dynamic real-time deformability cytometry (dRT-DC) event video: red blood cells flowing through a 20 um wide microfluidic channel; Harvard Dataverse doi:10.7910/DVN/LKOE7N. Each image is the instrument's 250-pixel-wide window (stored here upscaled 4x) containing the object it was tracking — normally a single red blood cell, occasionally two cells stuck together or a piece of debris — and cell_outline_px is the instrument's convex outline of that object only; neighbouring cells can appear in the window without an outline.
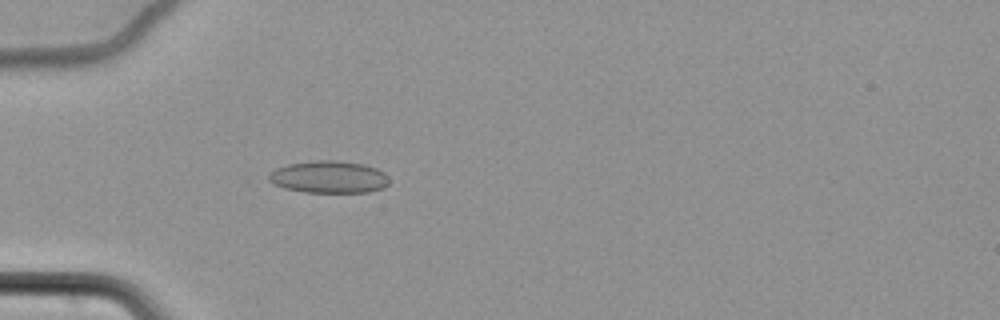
{"species": "common noctule bat (a hibernating species)", "species_latin": "Nyctalus noctula", "temperature_condition": "cold", "stored_images_in_passage": 63, "camera_frame_rate_fps": 3000, "um_per_image_px": 0.085, "animal": {"sex": "female", "body_mass_g": 22.7, "forearm_length_mm": 54.2}, "frame": {"image": 1, "passage_image": 22, "time_ms": 7.0, "image_size_px": [1000, 320], "cell_outline_px": [[388, 184], [384, 188], [368, 192], [304, 192], [284, 188], [268, 180], [268, 176], [276, 168], [288, 164], [316, 160], [336, 160], [364, 164], [376, 168], [384, 172], [388, 176]], "centroid_in_image_um": [27.98, 15.04], "position_along_channel_um": 57.0, "area_um2": 22.6}}
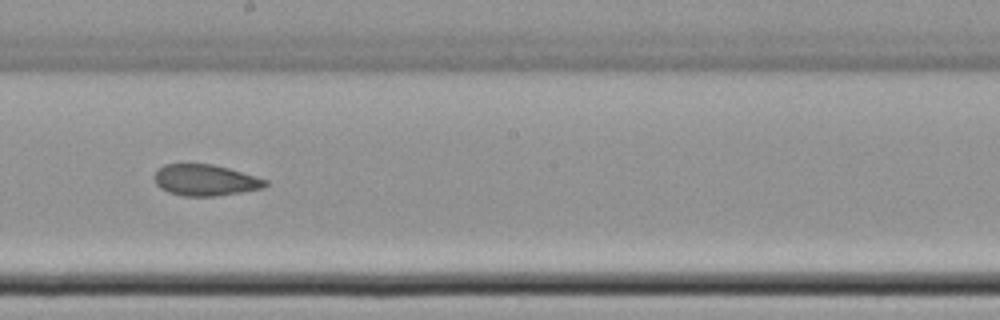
{"frame": {"image": 2, "passage_image": 38, "time_ms": 12.333, "image_size_px": [1000, 320], "cell_outline_px": [[268, 184], [264, 188], [216, 196], [184, 196], [168, 192], [160, 188], [156, 184], [152, 176], [164, 164], [212, 164], [228, 168], [268, 180]], "centroid_in_image_um": [17.43, 15.31], "position_along_channel_um": 230.8, "area_um2": 20.17}}
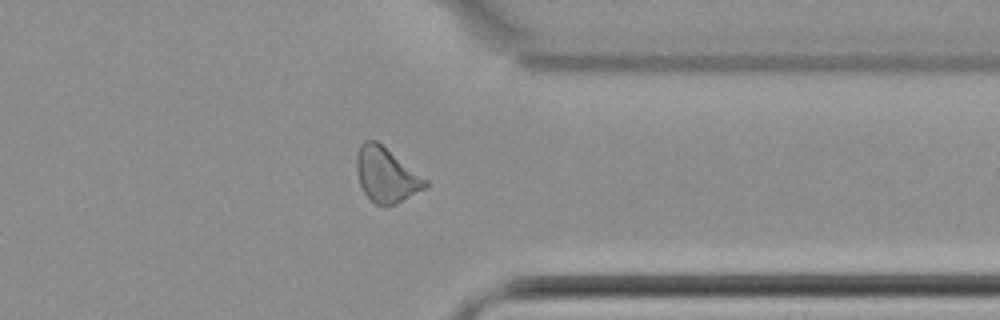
{"frame": {"image": 3, "passage_image": 51, "time_ms": 16.667, "image_size_px": [1000, 320], "cell_outline_px": [[428, 184], [424, 188], [396, 204], [384, 208], [376, 204], [364, 192], [360, 184], [356, 172], [356, 156], [360, 144], [364, 140], [376, 140], [428, 180]], "centroid_in_image_um": [32.8, 14.87], "position_along_channel_um": 378.6, "area_um2": 21.85}, "authors_computed_cell_mechanics": {"area_um2": 22.3108, "velocity_mm_per_s": 3.4848, "shape_relaxation_time_tau1_ms": null, "shape_relaxation_time_tau2_ms": 6.0977, "deformation_change_tau1": null, "deformation_change_tau2": 0.1125}}